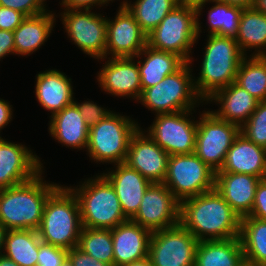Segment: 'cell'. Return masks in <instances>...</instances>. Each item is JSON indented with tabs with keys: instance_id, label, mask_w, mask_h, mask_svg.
Here are the masks:
<instances>
[{
	"instance_id": "32",
	"label": "cell",
	"mask_w": 266,
	"mask_h": 266,
	"mask_svg": "<svg viewBox=\"0 0 266 266\" xmlns=\"http://www.w3.org/2000/svg\"><path fill=\"white\" fill-rule=\"evenodd\" d=\"M124 0L127 9L134 15L141 30L148 35L151 33L178 5V0H136L135 2Z\"/></svg>"
},
{
	"instance_id": "15",
	"label": "cell",
	"mask_w": 266,
	"mask_h": 266,
	"mask_svg": "<svg viewBox=\"0 0 266 266\" xmlns=\"http://www.w3.org/2000/svg\"><path fill=\"white\" fill-rule=\"evenodd\" d=\"M147 45V35L134 15L121 3L113 20L107 18L105 58L136 57Z\"/></svg>"
},
{
	"instance_id": "17",
	"label": "cell",
	"mask_w": 266,
	"mask_h": 266,
	"mask_svg": "<svg viewBox=\"0 0 266 266\" xmlns=\"http://www.w3.org/2000/svg\"><path fill=\"white\" fill-rule=\"evenodd\" d=\"M105 61L98 72L97 82L101 90L116 97H127L128 99H139L142 88L140 71L136 58H101Z\"/></svg>"
},
{
	"instance_id": "18",
	"label": "cell",
	"mask_w": 266,
	"mask_h": 266,
	"mask_svg": "<svg viewBox=\"0 0 266 266\" xmlns=\"http://www.w3.org/2000/svg\"><path fill=\"white\" fill-rule=\"evenodd\" d=\"M169 154L158 146L140 127L132 136L124 163L151 183H163Z\"/></svg>"
},
{
	"instance_id": "28",
	"label": "cell",
	"mask_w": 266,
	"mask_h": 266,
	"mask_svg": "<svg viewBox=\"0 0 266 266\" xmlns=\"http://www.w3.org/2000/svg\"><path fill=\"white\" fill-rule=\"evenodd\" d=\"M244 262L239 237L198 242L194 266H242Z\"/></svg>"
},
{
	"instance_id": "16",
	"label": "cell",
	"mask_w": 266,
	"mask_h": 266,
	"mask_svg": "<svg viewBox=\"0 0 266 266\" xmlns=\"http://www.w3.org/2000/svg\"><path fill=\"white\" fill-rule=\"evenodd\" d=\"M28 148L0 136V190L25 183L44 170L39 156Z\"/></svg>"
},
{
	"instance_id": "35",
	"label": "cell",
	"mask_w": 266,
	"mask_h": 266,
	"mask_svg": "<svg viewBox=\"0 0 266 266\" xmlns=\"http://www.w3.org/2000/svg\"><path fill=\"white\" fill-rule=\"evenodd\" d=\"M77 247L98 261L114 265L111 229L82 227Z\"/></svg>"
},
{
	"instance_id": "38",
	"label": "cell",
	"mask_w": 266,
	"mask_h": 266,
	"mask_svg": "<svg viewBox=\"0 0 266 266\" xmlns=\"http://www.w3.org/2000/svg\"><path fill=\"white\" fill-rule=\"evenodd\" d=\"M73 103L77 106L79 112L85 119L86 125L90 128L94 126L95 124H98L101 120H103L109 113L112 111L109 109H106L105 107H102L98 105L94 101H83L81 103L77 102V100H74Z\"/></svg>"
},
{
	"instance_id": "24",
	"label": "cell",
	"mask_w": 266,
	"mask_h": 266,
	"mask_svg": "<svg viewBox=\"0 0 266 266\" xmlns=\"http://www.w3.org/2000/svg\"><path fill=\"white\" fill-rule=\"evenodd\" d=\"M209 101H214L219 107L218 110H211L218 118L239 127L250 118L260 102L236 82L216 92L205 104H210Z\"/></svg>"
},
{
	"instance_id": "48",
	"label": "cell",
	"mask_w": 266,
	"mask_h": 266,
	"mask_svg": "<svg viewBox=\"0 0 266 266\" xmlns=\"http://www.w3.org/2000/svg\"><path fill=\"white\" fill-rule=\"evenodd\" d=\"M252 8L258 12L266 14V0H254Z\"/></svg>"
},
{
	"instance_id": "31",
	"label": "cell",
	"mask_w": 266,
	"mask_h": 266,
	"mask_svg": "<svg viewBox=\"0 0 266 266\" xmlns=\"http://www.w3.org/2000/svg\"><path fill=\"white\" fill-rule=\"evenodd\" d=\"M239 238L245 263L266 266V221L250 216L241 218Z\"/></svg>"
},
{
	"instance_id": "33",
	"label": "cell",
	"mask_w": 266,
	"mask_h": 266,
	"mask_svg": "<svg viewBox=\"0 0 266 266\" xmlns=\"http://www.w3.org/2000/svg\"><path fill=\"white\" fill-rule=\"evenodd\" d=\"M235 82L260 102L266 101V56H245Z\"/></svg>"
},
{
	"instance_id": "26",
	"label": "cell",
	"mask_w": 266,
	"mask_h": 266,
	"mask_svg": "<svg viewBox=\"0 0 266 266\" xmlns=\"http://www.w3.org/2000/svg\"><path fill=\"white\" fill-rule=\"evenodd\" d=\"M47 10L44 13L26 16L13 31L15 55L29 56L47 42L56 24V14Z\"/></svg>"
},
{
	"instance_id": "10",
	"label": "cell",
	"mask_w": 266,
	"mask_h": 266,
	"mask_svg": "<svg viewBox=\"0 0 266 266\" xmlns=\"http://www.w3.org/2000/svg\"><path fill=\"white\" fill-rule=\"evenodd\" d=\"M199 116L194 153L217 172L222 168L228 150L240 133V127L218 118L210 110H203Z\"/></svg>"
},
{
	"instance_id": "37",
	"label": "cell",
	"mask_w": 266,
	"mask_h": 266,
	"mask_svg": "<svg viewBox=\"0 0 266 266\" xmlns=\"http://www.w3.org/2000/svg\"><path fill=\"white\" fill-rule=\"evenodd\" d=\"M68 256V250L40 242L37 266H60Z\"/></svg>"
},
{
	"instance_id": "41",
	"label": "cell",
	"mask_w": 266,
	"mask_h": 266,
	"mask_svg": "<svg viewBox=\"0 0 266 266\" xmlns=\"http://www.w3.org/2000/svg\"><path fill=\"white\" fill-rule=\"evenodd\" d=\"M24 18L22 13L0 6V30L14 31Z\"/></svg>"
},
{
	"instance_id": "45",
	"label": "cell",
	"mask_w": 266,
	"mask_h": 266,
	"mask_svg": "<svg viewBox=\"0 0 266 266\" xmlns=\"http://www.w3.org/2000/svg\"><path fill=\"white\" fill-rule=\"evenodd\" d=\"M180 5H186V6H192L196 8V13H197V36L200 38V34L202 33L201 25L202 22L200 23V18L201 13L203 12L202 10L204 9L205 5L208 4L209 2L211 3L213 0H178ZM207 2V3H206Z\"/></svg>"
},
{
	"instance_id": "34",
	"label": "cell",
	"mask_w": 266,
	"mask_h": 266,
	"mask_svg": "<svg viewBox=\"0 0 266 266\" xmlns=\"http://www.w3.org/2000/svg\"><path fill=\"white\" fill-rule=\"evenodd\" d=\"M214 6L208 10V35H219L235 38L239 29L243 9L227 3L213 0Z\"/></svg>"
},
{
	"instance_id": "21",
	"label": "cell",
	"mask_w": 266,
	"mask_h": 266,
	"mask_svg": "<svg viewBox=\"0 0 266 266\" xmlns=\"http://www.w3.org/2000/svg\"><path fill=\"white\" fill-rule=\"evenodd\" d=\"M114 266L148 257L151 231L128 220L111 229Z\"/></svg>"
},
{
	"instance_id": "53",
	"label": "cell",
	"mask_w": 266,
	"mask_h": 266,
	"mask_svg": "<svg viewBox=\"0 0 266 266\" xmlns=\"http://www.w3.org/2000/svg\"><path fill=\"white\" fill-rule=\"evenodd\" d=\"M39 1L41 2V4H42L43 6L47 7L46 4H44L46 0H39ZM62 1H63V0H61L60 2L62 3Z\"/></svg>"
},
{
	"instance_id": "43",
	"label": "cell",
	"mask_w": 266,
	"mask_h": 266,
	"mask_svg": "<svg viewBox=\"0 0 266 266\" xmlns=\"http://www.w3.org/2000/svg\"><path fill=\"white\" fill-rule=\"evenodd\" d=\"M113 2L114 0H63L60 5L62 6L61 9L63 10H78V9H84V10H92L93 6H108L107 3Z\"/></svg>"
},
{
	"instance_id": "39",
	"label": "cell",
	"mask_w": 266,
	"mask_h": 266,
	"mask_svg": "<svg viewBox=\"0 0 266 266\" xmlns=\"http://www.w3.org/2000/svg\"><path fill=\"white\" fill-rule=\"evenodd\" d=\"M0 6L18 11L25 17L47 11V8L39 0H0Z\"/></svg>"
},
{
	"instance_id": "50",
	"label": "cell",
	"mask_w": 266,
	"mask_h": 266,
	"mask_svg": "<svg viewBox=\"0 0 266 266\" xmlns=\"http://www.w3.org/2000/svg\"><path fill=\"white\" fill-rule=\"evenodd\" d=\"M6 232L7 230L0 224V255L3 254Z\"/></svg>"
},
{
	"instance_id": "44",
	"label": "cell",
	"mask_w": 266,
	"mask_h": 266,
	"mask_svg": "<svg viewBox=\"0 0 266 266\" xmlns=\"http://www.w3.org/2000/svg\"><path fill=\"white\" fill-rule=\"evenodd\" d=\"M9 54H15L14 32L0 30V61Z\"/></svg>"
},
{
	"instance_id": "23",
	"label": "cell",
	"mask_w": 266,
	"mask_h": 266,
	"mask_svg": "<svg viewBox=\"0 0 266 266\" xmlns=\"http://www.w3.org/2000/svg\"><path fill=\"white\" fill-rule=\"evenodd\" d=\"M35 95L43 109L50 116L61 111L74 101L72 79L57 69H49L36 74Z\"/></svg>"
},
{
	"instance_id": "20",
	"label": "cell",
	"mask_w": 266,
	"mask_h": 266,
	"mask_svg": "<svg viewBox=\"0 0 266 266\" xmlns=\"http://www.w3.org/2000/svg\"><path fill=\"white\" fill-rule=\"evenodd\" d=\"M216 173H241L266 177V149L239 133L228 150L222 168Z\"/></svg>"
},
{
	"instance_id": "46",
	"label": "cell",
	"mask_w": 266,
	"mask_h": 266,
	"mask_svg": "<svg viewBox=\"0 0 266 266\" xmlns=\"http://www.w3.org/2000/svg\"><path fill=\"white\" fill-rule=\"evenodd\" d=\"M13 106L5 101L4 99L0 98V133L1 130L7 126L10 121L13 119Z\"/></svg>"
},
{
	"instance_id": "27",
	"label": "cell",
	"mask_w": 266,
	"mask_h": 266,
	"mask_svg": "<svg viewBox=\"0 0 266 266\" xmlns=\"http://www.w3.org/2000/svg\"><path fill=\"white\" fill-rule=\"evenodd\" d=\"M134 58L140 59L137 60V63L140 71L142 90L155 86L167 75L177 71L185 63L175 53L156 50L148 45Z\"/></svg>"
},
{
	"instance_id": "49",
	"label": "cell",
	"mask_w": 266,
	"mask_h": 266,
	"mask_svg": "<svg viewBox=\"0 0 266 266\" xmlns=\"http://www.w3.org/2000/svg\"><path fill=\"white\" fill-rule=\"evenodd\" d=\"M123 266H152V264H151L149 257H145V258L136 260L134 262L125 264Z\"/></svg>"
},
{
	"instance_id": "6",
	"label": "cell",
	"mask_w": 266,
	"mask_h": 266,
	"mask_svg": "<svg viewBox=\"0 0 266 266\" xmlns=\"http://www.w3.org/2000/svg\"><path fill=\"white\" fill-rule=\"evenodd\" d=\"M192 65L185 62L173 74L167 75L155 86L142 90L137 100L158 114H171L186 110H195L204 101L194 87Z\"/></svg>"
},
{
	"instance_id": "36",
	"label": "cell",
	"mask_w": 266,
	"mask_h": 266,
	"mask_svg": "<svg viewBox=\"0 0 266 266\" xmlns=\"http://www.w3.org/2000/svg\"><path fill=\"white\" fill-rule=\"evenodd\" d=\"M240 133L266 149V101L259 102L250 118L240 127Z\"/></svg>"
},
{
	"instance_id": "30",
	"label": "cell",
	"mask_w": 266,
	"mask_h": 266,
	"mask_svg": "<svg viewBox=\"0 0 266 266\" xmlns=\"http://www.w3.org/2000/svg\"><path fill=\"white\" fill-rule=\"evenodd\" d=\"M40 242L37 230H7L3 255L19 266H37Z\"/></svg>"
},
{
	"instance_id": "42",
	"label": "cell",
	"mask_w": 266,
	"mask_h": 266,
	"mask_svg": "<svg viewBox=\"0 0 266 266\" xmlns=\"http://www.w3.org/2000/svg\"><path fill=\"white\" fill-rule=\"evenodd\" d=\"M67 257L71 260L73 266H114L98 261L78 247H73L71 250H68Z\"/></svg>"
},
{
	"instance_id": "29",
	"label": "cell",
	"mask_w": 266,
	"mask_h": 266,
	"mask_svg": "<svg viewBox=\"0 0 266 266\" xmlns=\"http://www.w3.org/2000/svg\"><path fill=\"white\" fill-rule=\"evenodd\" d=\"M245 56H266V14L253 8H245L240 17L239 29L235 37Z\"/></svg>"
},
{
	"instance_id": "19",
	"label": "cell",
	"mask_w": 266,
	"mask_h": 266,
	"mask_svg": "<svg viewBox=\"0 0 266 266\" xmlns=\"http://www.w3.org/2000/svg\"><path fill=\"white\" fill-rule=\"evenodd\" d=\"M113 186L124 215L130 220L138 211L143 195L151 182L126 163L101 173Z\"/></svg>"
},
{
	"instance_id": "4",
	"label": "cell",
	"mask_w": 266,
	"mask_h": 266,
	"mask_svg": "<svg viewBox=\"0 0 266 266\" xmlns=\"http://www.w3.org/2000/svg\"><path fill=\"white\" fill-rule=\"evenodd\" d=\"M82 230L79 202L67 186H59L46 201L38 231L42 242L71 250Z\"/></svg>"
},
{
	"instance_id": "47",
	"label": "cell",
	"mask_w": 266,
	"mask_h": 266,
	"mask_svg": "<svg viewBox=\"0 0 266 266\" xmlns=\"http://www.w3.org/2000/svg\"><path fill=\"white\" fill-rule=\"evenodd\" d=\"M219 2L227 3L231 6H237L242 9L252 8L254 0H216Z\"/></svg>"
},
{
	"instance_id": "52",
	"label": "cell",
	"mask_w": 266,
	"mask_h": 266,
	"mask_svg": "<svg viewBox=\"0 0 266 266\" xmlns=\"http://www.w3.org/2000/svg\"><path fill=\"white\" fill-rule=\"evenodd\" d=\"M60 266H73V264L71 260L68 257H66Z\"/></svg>"
},
{
	"instance_id": "8",
	"label": "cell",
	"mask_w": 266,
	"mask_h": 266,
	"mask_svg": "<svg viewBox=\"0 0 266 266\" xmlns=\"http://www.w3.org/2000/svg\"><path fill=\"white\" fill-rule=\"evenodd\" d=\"M198 40L196 8L180 4L147 35L148 46L175 53L190 64L194 61L191 50Z\"/></svg>"
},
{
	"instance_id": "22",
	"label": "cell",
	"mask_w": 266,
	"mask_h": 266,
	"mask_svg": "<svg viewBox=\"0 0 266 266\" xmlns=\"http://www.w3.org/2000/svg\"><path fill=\"white\" fill-rule=\"evenodd\" d=\"M261 178L241 173H216L215 190L240 218L248 216Z\"/></svg>"
},
{
	"instance_id": "13",
	"label": "cell",
	"mask_w": 266,
	"mask_h": 266,
	"mask_svg": "<svg viewBox=\"0 0 266 266\" xmlns=\"http://www.w3.org/2000/svg\"><path fill=\"white\" fill-rule=\"evenodd\" d=\"M59 16L75 46L92 58H105L107 16L84 9L64 10Z\"/></svg>"
},
{
	"instance_id": "12",
	"label": "cell",
	"mask_w": 266,
	"mask_h": 266,
	"mask_svg": "<svg viewBox=\"0 0 266 266\" xmlns=\"http://www.w3.org/2000/svg\"><path fill=\"white\" fill-rule=\"evenodd\" d=\"M198 242L178 223L151 233L148 257L152 266H194Z\"/></svg>"
},
{
	"instance_id": "7",
	"label": "cell",
	"mask_w": 266,
	"mask_h": 266,
	"mask_svg": "<svg viewBox=\"0 0 266 266\" xmlns=\"http://www.w3.org/2000/svg\"><path fill=\"white\" fill-rule=\"evenodd\" d=\"M139 128L134 119L112 110L98 124L89 128L86 154L95 163H124L130 140Z\"/></svg>"
},
{
	"instance_id": "9",
	"label": "cell",
	"mask_w": 266,
	"mask_h": 266,
	"mask_svg": "<svg viewBox=\"0 0 266 266\" xmlns=\"http://www.w3.org/2000/svg\"><path fill=\"white\" fill-rule=\"evenodd\" d=\"M215 174L195 153L169 155L163 184L181 202L215 189Z\"/></svg>"
},
{
	"instance_id": "5",
	"label": "cell",
	"mask_w": 266,
	"mask_h": 266,
	"mask_svg": "<svg viewBox=\"0 0 266 266\" xmlns=\"http://www.w3.org/2000/svg\"><path fill=\"white\" fill-rule=\"evenodd\" d=\"M69 188L78 199L82 227L113 229L129 220L122 211L115 189L101 173Z\"/></svg>"
},
{
	"instance_id": "14",
	"label": "cell",
	"mask_w": 266,
	"mask_h": 266,
	"mask_svg": "<svg viewBox=\"0 0 266 266\" xmlns=\"http://www.w3.org/2000/svg\"><path fill=\"white\" fill-rule=\"evenodd\" d=\"M180 202L163 183H151L131 221L151 232L179 223Z\"/></svg>"
},
{
	"instance_id": "25",
	"label": "cell",
	"mask_w": 266,
	"mask_h": 266,
	"mask_svg": "<svg viewBox=\"0 0 266 266\" xmlns=\"http://www.w3.org/2000/svg\"><path fill=\"white\" fill-rule=\"evenodd\" d=\"M49 117L51 120L48 133L53 139L70 149L85 150L87 148L89 127L74 103Z\"/></svg>"
},
{
	"instance_id": "54",
	"label": "cell",
	"mask_w": 266,
	"mask_h": 266,
	"mask_svg": "<svg viewBox=\"0 0 266 266\" xmlns=\"http://www.w3.org/2000/svg\"><path fill=\"white\" fill-rule=\"evenodd\" d=\"M242 266H256V265H251V264H248V263H243Z\"/></svg>"
},
{
	"instance_id": "11",
	"label": "cell",
	"mask_w": 266,
	"mask_h": 266,
	"mask_svg": "<svg viewBox=\"0 0 266 266\" xmlns=\"http://www.w3.org/2000/svg\"><path fill=\"white\" fill-rule=\"evenodd\" d=\"M192 111L155 115L145 132L169 155L192 154L195 150L197 122ZM192 119H191V117Z\"/></svg>"
},
{
	"instance_id": "2",
	"label": "cell",
	"mask_w": 266,
	"mask_h": 266,
	"mask_svg": "<svg viewBox=\"0 0 266 266\" xmlns=\"http://www.w3.org/2000/svg\"><path fill=\"white\" fill-rule=\"evenodd\" d=\"M43 170L33 179L0 190V224L6 230H38L48 197L60 186L48 183Z\"/></svg>"
},
{
	"instance_id": "1",
	"label": "cell",
	"mask_w": 266,
	"mask_h": 266,
	"mask_svg": "<svg viewBox=\"0 0 266 266\" xmlns=\"http://www.w3.org/2000/svg\"><path fill=\"white\" fill-rule=\"evenodd\" d=\"M179 223L199 242L240 236L241 218L215 189L181 201Z\"/></svg>"
},
{
	"instance_id": "3",
	"label": "cell",
	"mask_w": 266,
	"mask_h": 266,
	"mask_svg": "<svg viewBox=\"0 0 266 266\" xmlns=\"http://www.w3.org/2000/svg\"><path fill=\"white\" fill-rule=\"evenodd\" d=\"M199 76L194 79L198 96L205 102L216 92L236 81L237 71L245 55L235 38L207 35Z\"/></svg>"
},
{
	"instance_id": "51",
	"label": "cell",
	"mask_w": 266,
	"mask_h": 266,
	"mask_svg": "<svg viewBox=\"0 0 266 266\" xmlns=\"http://www.w3.org/2000/svg\"><path fill=\"white\" fill-rule=\"evenodd\" d=\"M0 266H19L16 262L13 260L5 257L3 254L0 255Z\"/></svg>"
},
{
	"instance_id": "40",
	"label": "cell",
	"mask_w": 266,
	"mask_h": 266,
	"mask_svg": "<svg viewBox=\"0 0 266 266\" xmlns=\"http://www.w3.org/2000/svg\"><path fill=\"white\" fill-rule=\"evenodd\" d=\"M248 216L266 221V179L257 184L254 204Z\"/></svg>"
}]
</instances>
